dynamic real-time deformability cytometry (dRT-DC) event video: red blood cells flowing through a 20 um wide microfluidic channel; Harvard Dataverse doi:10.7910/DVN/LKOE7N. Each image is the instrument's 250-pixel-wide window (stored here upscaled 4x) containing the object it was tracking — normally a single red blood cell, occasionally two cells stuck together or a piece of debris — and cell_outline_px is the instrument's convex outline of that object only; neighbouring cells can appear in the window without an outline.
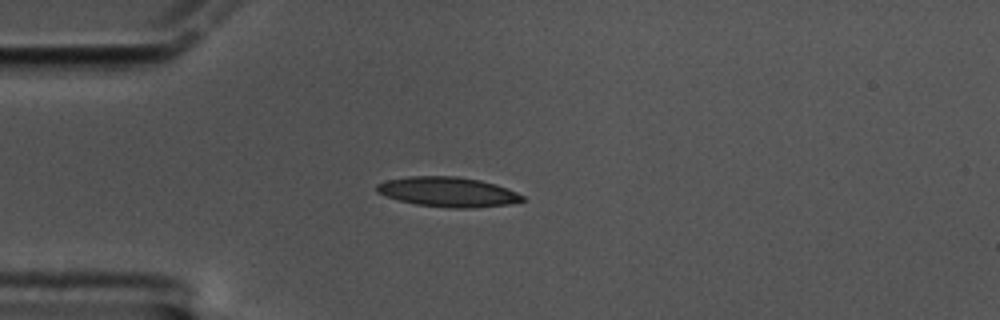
{"species": "common noctule bat (a hibernating species)", "species_latin": "Nyctalus noctula", "temperature_condition": "cold", "stored_images_in_passage": 45, "camera_frame_rate_fps": 3000, "um_per_image_px": 0.085, "animal": {"sex": "male", "body_mass_g": 17.5, "forearm_length_mm": 52.3}, "frame": {"image": 1, "passage_image": 1, "time_ms": 0.0, "image_size_px": [1000, 320], "cell_outline_px": [[524, 200], [508, 204], [472, 208], [452, 208], [416, 204], [400, 200], [376, 192], [376, 184], [388, 180], [408, 176], [456, 176], [480, 180], [496, 184], [516, 192], [524, 196]], "centroid_in_image_um": [38.07, 16.31], "position_along_channel_um": 46.9, "area_um2": 25.09}}
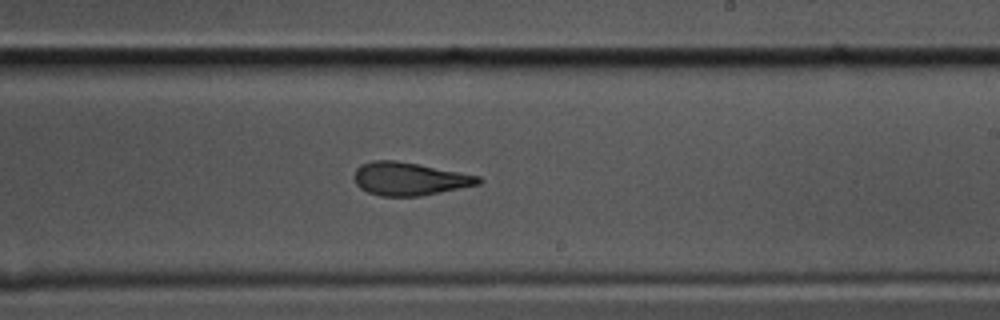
{"frame": {"image": 2, "passage_image": 21, "time_ms": 6.667, "image_size_px": [1000, 320], "cell_outline_px": [[484, 180], [480, 184], [420, 196], [380, 196], [368, 192], [360, 188], [356, 184], [352, 176], [356, 168], [360, 164], [372, 160], [396, 160], [480, 176]], "centroid_in_image_um": [34.76, 15.2], "position_along_channel_um": 254.2, "area_um2": 23.99}}
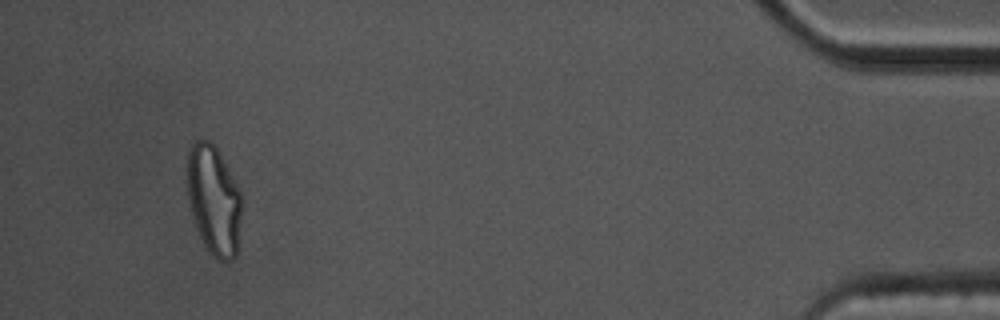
{"frame": {"image": 3, "passage_image": 42, "time_ms": 13.667, "image_size_px": [1000, 320], "cell_outline_px": [[244, 204], [236, 256], [232, 260], [224, 264], [216, 260], [208, 252], [200, 236], [192, 212], [188, 196], [184, 168], [188, 152], [192, 144], [196, 140], [208, 140], [216, 148], [236, 184], [244, 200]], "centroid_in_image_um": [18.18, 17.06], "position_along_channel_um": 417.0, "area_um2": 35.49}, "authors_computed_cell_mechanics": {"area_um2": 24.565, "velocity_mm_per_s": 3.3335, "shape_relaxation_time_tau1_ms": 7.2302, "shape_relaxation_time_tau2_ms": 2.4665, "deformation_change_tau1": 0.2079, "deformation_change_tau2": 0.1017}}